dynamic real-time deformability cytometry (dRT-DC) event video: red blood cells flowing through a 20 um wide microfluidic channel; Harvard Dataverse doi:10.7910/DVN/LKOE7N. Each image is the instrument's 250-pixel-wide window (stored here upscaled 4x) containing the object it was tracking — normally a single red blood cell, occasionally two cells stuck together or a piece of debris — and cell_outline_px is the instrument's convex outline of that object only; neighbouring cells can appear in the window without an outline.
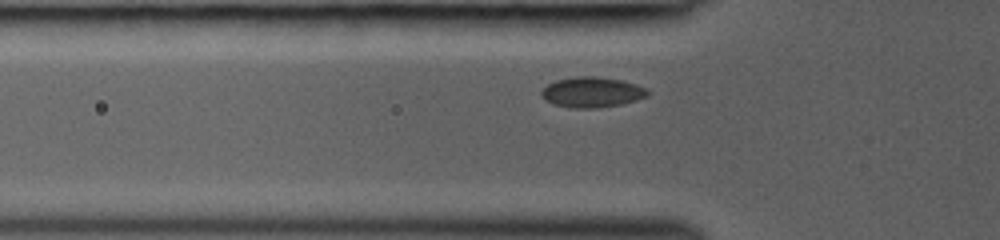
{"species": "common noctule bat (a hibernating species)", "species_latin": "Nyctalus noctula", "temperature_condition": "room temperature", "stored_images_in_passage": 28, "camera_frame_rate_fps": 3000, "um_per_image_px": 0.085, "animal": {"sex": "female", "body_mass_g": 19.0, "forearm_length_mm": 53.3}, "frame": {"image": 1, "passage_image": 2, "time_ms": 0.333, "image_size_px": [1000, 240], "cell_outline_px": [[648, 96], [636, 100], [620, 104], [596, 108], [572, 108], [552, 104], [544, 100], [540, 96], [540, 92], [548, 84], [556, 80], [576, 76], [596, 76], [620, 80], [636, 84], [648, 88]], "centroid_in_image_um": [50.29, 7.84], "position_along_channel_um": 75.5, "area_um2": 18.9}}
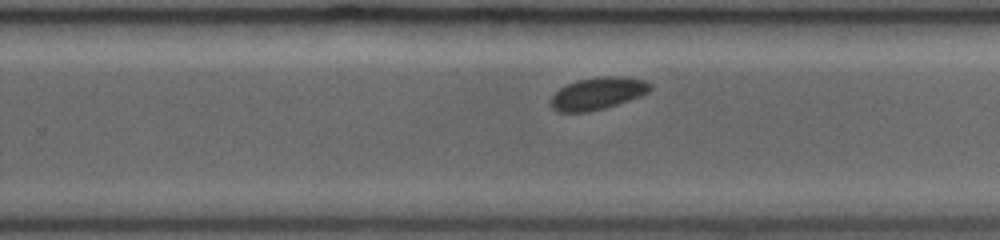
{"frame": {"image": 2, "passage_image": 16, "time_ms": 5.0, "image_size_px": [1000, 240], "cell_outline_px": [[652, 88], [648, 92], [640, 96], [604, 108], [588, 112], [556, 112], [548, 104], [552, 96], [560, 88], [576, 80], [604, 76], [624, 76], [644, 80], [652, 84]], "centroid_in_image_um": [50.78, 7.94], "position_along_channel_um": 279.0, "area_um2": 18.73}}
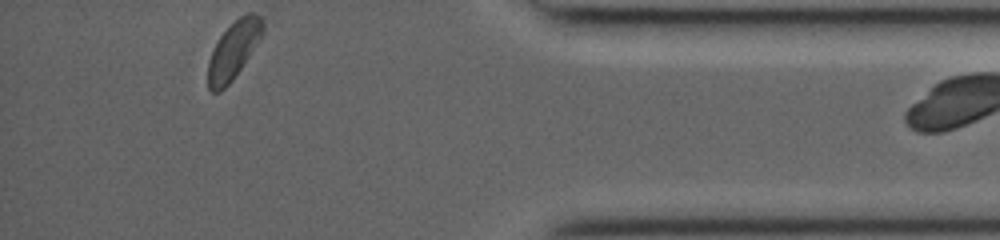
{"frame": {"image": 3, "passage_image": 27, "time_ms": 8.667, "image_size_px": [1000, 240], "cell_outline_px": [[264, 32], [260, 40], [232, 80], [220, 92], [212, 92], [208, 88], [208, 60], [220, 36], [240, 16], [248, 12], [252, 12], [260, 16], [264, 20]], "centroid_in_image_um": [19.87, 4.25], "position_along_channel_um": 415.3, "area_um2": 18.15}}